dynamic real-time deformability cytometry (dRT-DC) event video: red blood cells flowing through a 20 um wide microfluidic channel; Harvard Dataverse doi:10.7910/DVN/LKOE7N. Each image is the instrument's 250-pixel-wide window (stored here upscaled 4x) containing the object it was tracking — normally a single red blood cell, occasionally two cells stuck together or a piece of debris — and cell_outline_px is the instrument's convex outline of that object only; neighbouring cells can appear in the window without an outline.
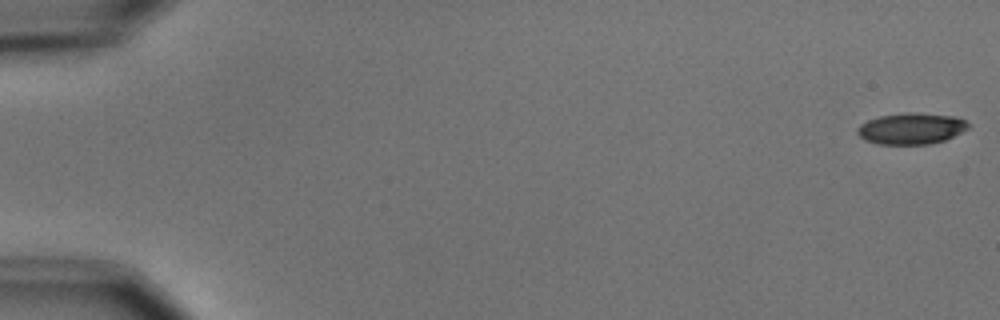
{"species": "common noctule bat (a hibernating species)", "species_latin": "Nyctalus noctula", "temperature_condition": "cold", "stored_images_in_passage": 6, "camera_frame_rate_fps": 3000, "um_per_image_px": 0.085, "animal": {"sex": "male", "body_mass_g": 15.6}, "frame": {"image": 1, "passage_image": 1, "time_ms": 0.0, "image_size_px": [1000, 320], "cell_outline_px": [[968, 128], [944, 140], [928, 144], [876, 144], [864, 140], [856, 132], [856, 128], [860, 124], [868, 120], [880, 116], [908, 112], [912, 112], [956, 116], [964, 120], [968, 124]], "centroid_in_image_um": [77.41, 10.92], "position_along_channel_um": 7.6, "area_um2": 20.11}}
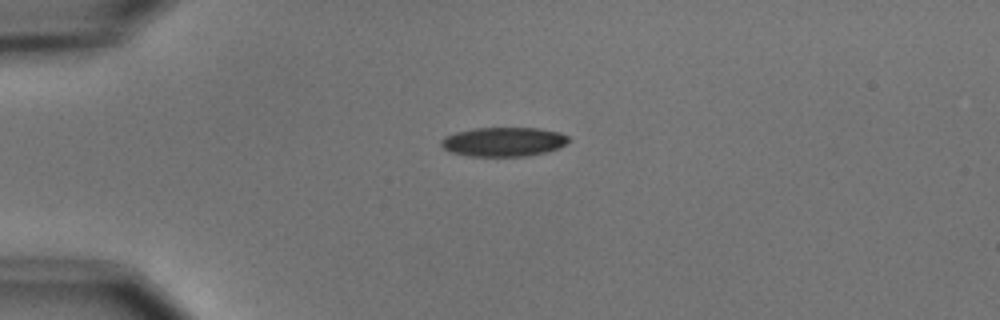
{"frame": {"image": 2, "passage_image": 4, "time_ms": 4.333, "image_size_px": [1000, 320], "cell_outline_px": [[572, 140], [548, 152], [528, 156], [472, 156], [452, 152], [444, 148], [440, 144], [440, 140], [444, 136], [456, 132], [476, 128], [540, 128], [560, 132], [568, 136]], "centroid_in_image_um": [42.82, 12.05], "position_along_channel_um": 42.2, "area_um2": 21.73}}
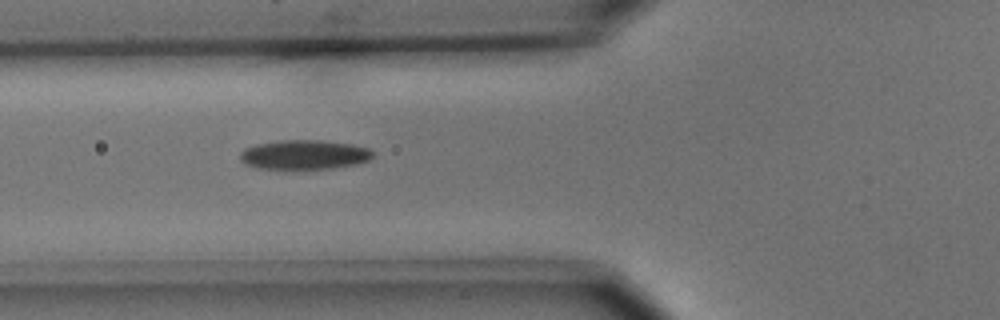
{"frame": {"image": 3, "passage_image": 6, "time_ms": 6.667, "image_size_px": [1000, 320], "cell_outline_px": [[372, 156], [368, 160], [356, 164], [332, 168], [284, 172], [256, 168], [244, 164], [240, 160], [240, 152], [244, 148], [256, 144], [280, 140], [320, 140], [352, 144], [368, 148], [372, 152]], "centroid_in_image_um": [25.76, 13.19], "position_along_channel_um": 100.0, "area_um2": 23.7}}